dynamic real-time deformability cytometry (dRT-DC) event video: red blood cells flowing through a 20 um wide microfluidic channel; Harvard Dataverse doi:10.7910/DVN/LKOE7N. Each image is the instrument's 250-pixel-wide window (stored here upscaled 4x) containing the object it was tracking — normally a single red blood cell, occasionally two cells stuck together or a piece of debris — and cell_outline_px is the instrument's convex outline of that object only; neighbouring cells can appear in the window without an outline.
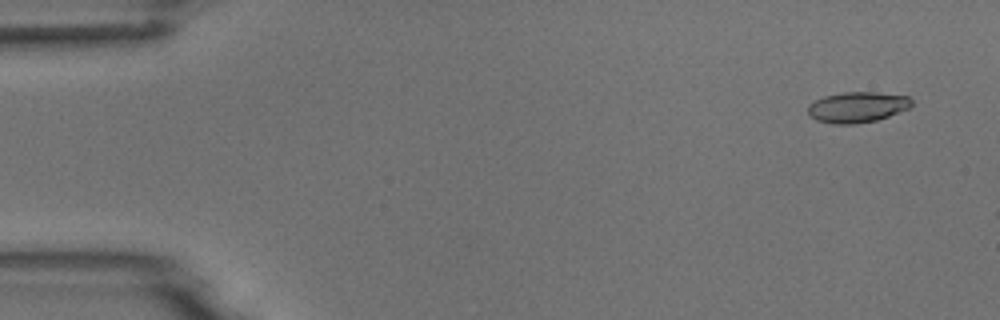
{"species": "common noctule bat (a hibernating species)", "species_latin": "Nyctalus noctula", "temperature_condition": "room temperature", "stored_images_in_passage": 3, "camera_frame_rate_fps": 3000, "um_per_image_px": 0.085, "animal": {"sex": "male", "body_mass_g": 18.8}, "frame": {"image": 1, "passage_image": 1, "time_ms": 0.0, "image_size_px": [1000, 320], "cell_outline_px": [[912, 104], [908, 108], [888, 116], [876, 120], [856, 124], [832, 124], [816, 120], [808, 112], [808, 104], [824, 96], [844, 92], [876, 92], [908, 96], [912, 100]], "centroid_in_image_um": [72.86, 9.11], "position_along_channel_um": 12.1, "area_um2": 18.44}}